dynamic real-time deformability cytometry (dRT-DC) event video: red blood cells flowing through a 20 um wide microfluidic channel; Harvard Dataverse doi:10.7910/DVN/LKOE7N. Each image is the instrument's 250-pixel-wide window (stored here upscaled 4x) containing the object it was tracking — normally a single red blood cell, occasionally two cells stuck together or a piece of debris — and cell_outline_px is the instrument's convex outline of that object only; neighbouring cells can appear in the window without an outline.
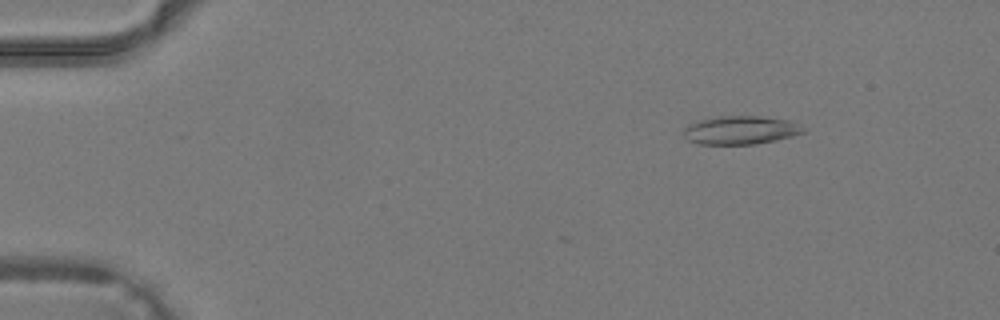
{"species": "common noctule bat (a hibernating species)", "species_latin": "Nyctalus noctula", "temperature_condition": "warm", "stored_images_in_passage": 33, "camera_frame_rate_fps": 3000, "um_per_image_px": 0.085, "animal": {"sex": "male", "body_mass_g": 19.2, "forearm_length_mm": 51.8}, "frame": {"image": 1, "passage_image": 3, "time_ms": 0.667, "image_size_px": [1000, 320], "cell_outline_px": [[808, 132], [776, 140], [756, 144], [700, 144], [688, 140], [684, 136], [684, 128], [688, 124], [696, 120], [716, 116], [760, 116], [788, 120], [808, 128]], "centroid_in_image_um": [62.97, 11.05], "position_along_channel_um": 22.0, "area_um2": 20.11}}
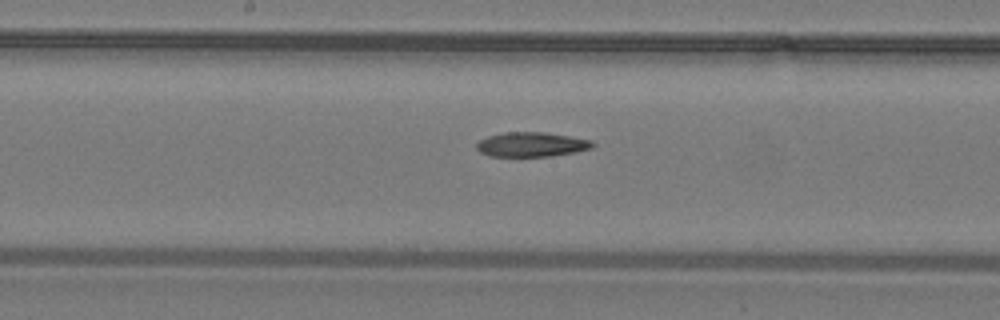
{"frame": {"image": 2, "passage_image": 19, "time_ms": 6.0, "image_size_px": [1000, 320], "cell_outline_px": [[596, 144], [592, 148], [576, 152], [552, 156], [488, 156], [480, 152], [476, 148], [476, 144], [480, 140], [488, 136], [504, 132], [544, 132], [592, 140]], "centroid_in_image_um": [45.19, 12.28], "position_along_channel_um": 203.0, "area_um2": 16.65}}
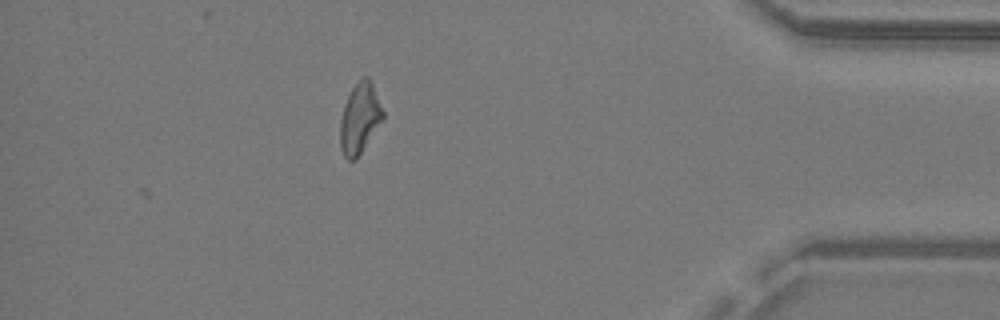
{"frame": {"image": 3, "passage_image": 33, "time_ms": 10.667, "image_size_px": [1000, 320], "cell_outline_px": [[384, 116], [356, 160], [348, 160], [344, 156], [340, 148], [340, 124], [344, 104], [352, 88], [364, 76], [368, 76], [372, 84], [384, 112]], "centroid_in_image_um": [30.56, 10.07], "position_along_channel_um": 404.6, "area_um2": 17.17}}